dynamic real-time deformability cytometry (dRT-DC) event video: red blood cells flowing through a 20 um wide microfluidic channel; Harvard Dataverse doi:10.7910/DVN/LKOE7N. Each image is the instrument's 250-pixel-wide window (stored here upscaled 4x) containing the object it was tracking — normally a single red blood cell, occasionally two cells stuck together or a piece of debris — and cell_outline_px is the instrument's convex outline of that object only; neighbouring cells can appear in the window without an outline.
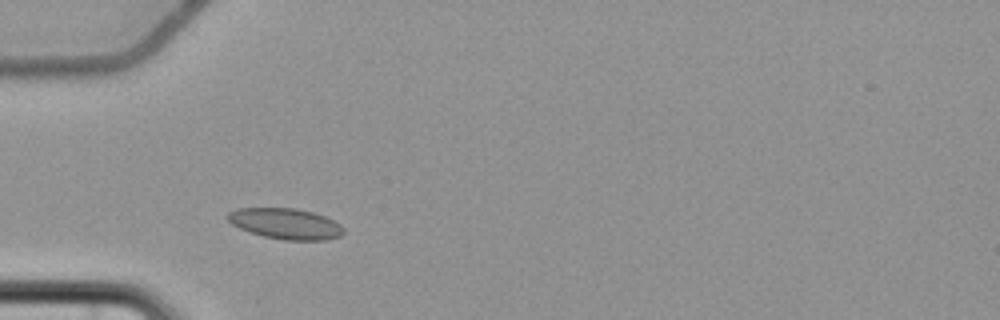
{"species": "common noctule bat (a hibernating species)", "species_latin": "Nyctalus noctula", "temperature_condition": "cold", "stored_images_in_passage": 5, "camera_frame_rate_fps": 3000, "um_per_image_px": 0.085, "animal": {"sex": "female", "body_mass_g": 22.7, "forearm_length_mm": 54.2}, "frame": {"image": 1, "passage_image": 1, "time_ms": 0.0, "image_size_px": [1000, 320], "cell_outline_px": [[344, 232], [340, 236], [324, 240], [284, 240], [264, 236], [240, 228], [232, 224], [224, 216], [228, 212], [236, 208], [296, 208], [312, 212], [324, 216], [340, 224], [344, 228]], "centroid_in_image_um": [24.26, 19.0], "position_along_channel_um": 60.7, "area_um2": 20.75}}
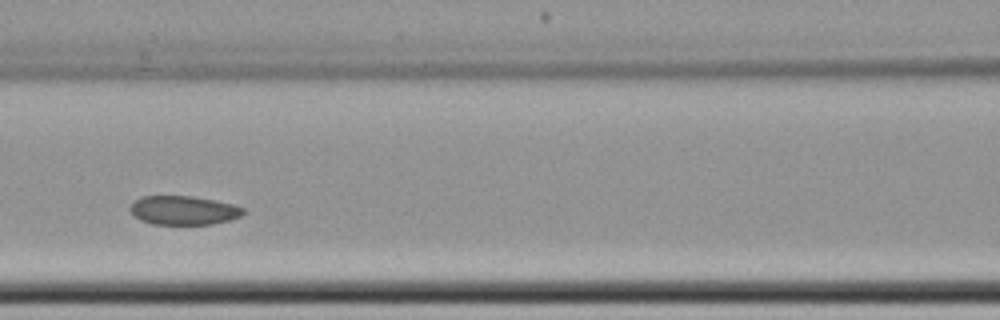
{"frame": {"image": 2, "passage_image": 3, "time_ms": 2.667, "image_size_px": [1000, 320], "cell_outline_px": [[244, 212], [240, 216], [228, 220], [212, 224], [152, 224], [140, 220], [128, 208], [136, 200], [144, 196], [192, 196], [232, 204], [244, 208]], "centroid_in_image_um": [15.59, 17.88], "position_along_channel_um": 151.0, "area_um2": 18.79}}
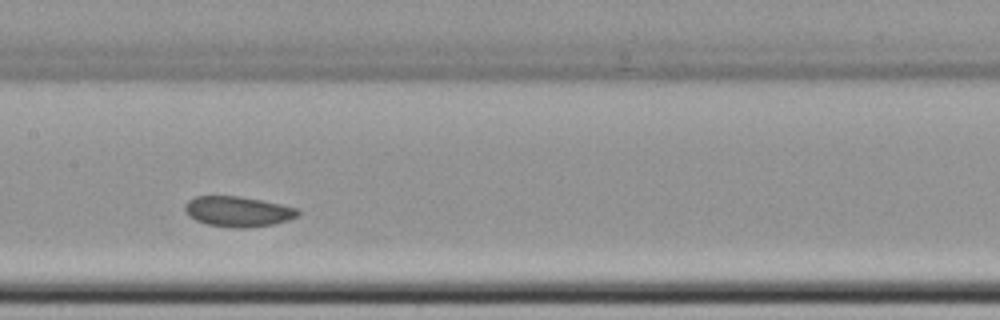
{"frame": {"image": 3, "passage_image": 4, "time_ms": 3.667, "image_size_px": [1000, 320], "cell_outline_px": [[300, 212], [296, 216], [288, 220], [272, 224], [248, 228], [240, 228], [208, 224], [196, 220], [188, 216], [184, 208], [184, 204], [188, 200], [196, 196], [240, 196], [280, 204], [296, 208]], "centroid_in_image_um": [20.19, 17.97], "position_along_channel_um": 187.2, "area_um2": 19.77}}